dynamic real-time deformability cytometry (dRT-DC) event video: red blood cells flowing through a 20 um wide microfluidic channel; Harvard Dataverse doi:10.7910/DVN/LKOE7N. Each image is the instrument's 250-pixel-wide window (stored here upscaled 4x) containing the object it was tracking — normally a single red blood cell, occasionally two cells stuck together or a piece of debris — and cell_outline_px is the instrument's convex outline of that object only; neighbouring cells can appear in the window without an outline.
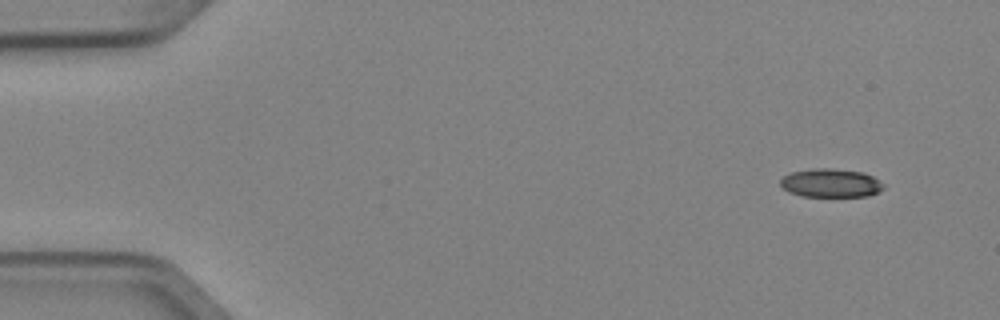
{"species": "Egyptian fruit bat (a non-hibernating species)", "species_latin": "Rousettus aegyptiacus", "temperature_condition": "cold", "stored_images_in_passage": 4, "camera_frame_rate_fps": 3000, "um_per_image_px": 0.085, "animal": {"sex": "female"}, "frame": {"image": 1, "passage_image": 1, "time_ms": 0.0, "image_size_px": [1000, 320], "cell_outline_px": [[884, 188], [880, 192], [868, 196], [800, 196], [788, 192], [780, 184], [780, 180], [784, 176], [792, 172], [816, 168], [832, 168], [864, 172], [872, 176], [884, 184]], "centroid_in_image_um": [70.64, 15.56], "position_along_channel_um": 14.4, "area_um2": 17.22}}
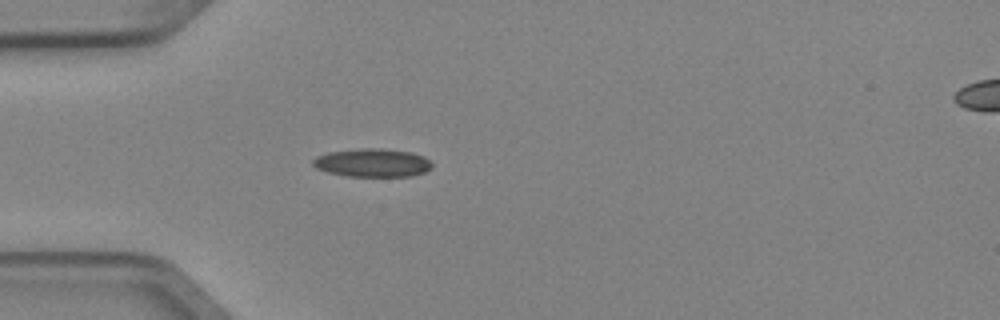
{"frame": {"image": 2, "passage_image": 4, "time_ms": 1.0, "image_size_px": [1000, 320], "cell_outline_px": [[432, 168], [424, 172], [412, 176], [344, 176], [328, 172], [316, 168], [312, 164], [312, 160], [316, 156], [328, 152], [360, 148], [380, 148], [412, 152], [424, 156], [432, 164]], "centroid_in_image_um": [31.64, 13.83], "position_along_channel_um": 53.4, "area_um2": 19.77}}